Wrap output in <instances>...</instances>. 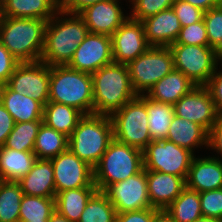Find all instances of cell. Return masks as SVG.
<instances>
[{
    "label": "cell",
    "mask_w": 222,
    "mask_h": 222,
    "mask_svg": "<svg viewBox=\"0 0 222 222\" xmlns=\"http://www.w3.org/2000/svg\"><path fill=\"white\" fill-rule=\"evenodd\" d=\"M206 87L211 93L215 109L222 114V70L218 71V67L216 68Z\"/></svg>",
    "instance_id": "b9f144b4"
},
{
    "label": "cell",
    "mask_w": 222,
    "mask_h": 222,
    "mask_svg": "<svg viewBox=\"0 0 222 222\" xmlns=\"http://www.w3.org/2000/svg\"><path fill=\"white\" fill-rule=\"evenodd\" d=\"M143 169V151L113 139L93 168L94 184L99 191L126 180Z\"/></svg>",
    "instance_id": "8992f818"
},
{
    "label": "cell",
    "mask_w": 222,
    "mask_h": 222,
    "mask_svg": "<svg viewBox=\"0 0 222 222\" xmlns=\"http://www.w3.org/2000/svg\"><path fill=\"white\" fill-rule=\"evenodd\" d=\"M202 216L222 220V188L200 193Z\"/></svg>",
    "instance_id": "f35d334b"
},
{
    "label": "cell",
    "mask_w": 222,
    "mask_h": 222,
    "mask_svg": "<svg viewBox=\"0 0 222 222\" xmlns=\"http://www.w3.org/2000/svg\"><path fill=\"white\" fill-rule=\"evenodd\" d=\"M48 101L94 114L92 75L67 65L50 66Z\"/></svg>",
    "instance_id": "277c9868"
},
{
    "label": "cell",
    "mask_w": 222,
    "mask_h": 222,
    "mask_svg": "<svg viewBox=\"0 0 222 222\" xmlns=\"http://www.w3.org/2000/svg\"><path fill=\"white\" fill-rule=\"evenodd\" d=\"M14 125V119L0 102V147L5 145Z\"/></svg>",
    "instance_id": "f6af8a7d"
},
{
    "label": "cell",
    "mask_w": 222,
    "mask_h": 222,
    "mask_svg": "<svg viewBox=\"0 0 222 222\" xmlns=\"http://www.w3.org/2000/svg\"><path fill=\"white\" fill-rule=\"evenodd\" d=\"M114 139L110 116L84 115L68 137V148L91 167L99 162L108 145Z\"/></svg>",
    "instance_id": "5b68a950"
},
{
    "label": "cell",
    "mask_w": 222,
    "mask_h": 222,
    "mask_svg": "<svg viewBox=\"0 0 222 222\" xmlns=\"http://www.w3.org/2000/svg\"><path fill=\"white\" fill-rule=\"evenodd\" d=\"M173 109L174 115L201 125L207 132L219 115L206 86L194 87L173 105Z\"/></svg>",
    "instance_id": "9a60e30c"
},
{
    "label": "cell",
    "mask_w": 222,
    "mask_h": 222,
    "mask_svg": "<svg viewBox=\"0 0 222 222\" xmlns=\"http://www.w3.org/2000/svg\"><path fill=\"white\" fill-rule=\"evenodd\" d=\"M196 85L181 71L173 69L146 94L150 99L174 105L182 96L189 93Z\"/></svg>",
    "instance_id": "cb8c5ba5"
},
{
    "label": "cell",
    "mask_w": 222,
    "mask_h": 222,
    "mask_svg": "<svg viewBox=\"0 0 222 222\" xmlns=\"http://www.w3.org/2000/svg\"><path fill=\"white\" fill-rule=\"evenodd\" d=\"M97 187H81L58 192L55 195V211L70 222H79L87 202Z\"/></svg>",
    "instance_id": "4316f807"
},
{
    "label": "cell",
    "mask_w": 222,
    "mask_h": 222,
    "mask_svg": "<svg viewBox=\"0 0 222 222\" xmlns=\"http://www.w3.org/2000/svg\"><path fill=\"white\" fill-rule=\"evenodd\" d=\"M104 0H58L59 10L79 14L86 7Z\"/></svg>",
    "instance_id": "bcb514c9"
},
{
    "label": "cell",
    "mask_w": 222,
    "mask_h": 222,
    "mask_svg": "<svg viewBox=\"0 0 222 222\" xmlns=\"http://www.w3.org/2000/svg\"><path fill=\"white\" fill-rule=\"evenodd\" d=\"M88 33L79 14L59 10L47 21L40 61L49 66L67 65Z\"/></svg>",
    "instance_id": "6da1fadb"
},
{
    "label": "cell",
    "mask_w": 222,
    "mask_h": 222,
    "mask_svg": "<svg viewBox=\"0 0 222 222\" xmlns=\"http://www.w3.org/2000/svg\"><path fill=\"white\" fill-rule=\"evenodd\" d=\"M173 44L209 46L203 19L197 23L182 27L177 40Z\"/></svg>",
    "instance_id": "74e56055"
},
{
    "label": "cell",
    "mask_w": 222,
    "mask_h": 222,
    "mask_svg": "<svg viewBox=\"0 0 222 222\" xmlns=\"http://www.w3.org/2000/svg\"><path fill=\"white\" fill-rule=\"evenodd\" d=\"M145 37L150 46L169 47L175 43L182 28L179 19L171 8L141 21Z\"/></svg>",
    "instance_id": "d6986e66"
},
{
    "label": "cell",
    "mask_w": 222,
    "mask_h": 222,
    "mask_svg": "<svg viewBox=\"0 0 222 222\" xmlns=\"http://www.w3.org/2000/svg\"><path fill=\"white\" fill-rule=\"evenodd\" d=\"M183 1L190 3L195 7L200 8L204 12L222 4V0H183Z\"/></svg>",
    "instance_id": "7dc6e473"
},
{
    "label": "cell",
    "mask_w": 222,
    "mask_h": 222,
    "mask_svg": "<svg viewBox=\"0 0 222 222\" xmlns=\"http://www.w3.org/2000/svg\"><path fill=\"white\" fill-rule=\"evenodd\" d=\"M194 154L167 139L152 140L143 150V168L186 180Z\"/></svg>",
    "instance_id": "30bf717a"
},
{
    "label": "cell",
    "mask_w": 222,
    "mask_h": 222,
    "mask_svg": "<svg viewBox=\"0 0 222 222\" xmlns=\"http://www.w3.org/2000/svg\"><path fill=\"white\" fill-rule=\"evenodd\" d=\"M42 123L43 120L15 123L4 146L17 151H33L38 130Z\"/></svg>",
    "instance_id": "e575fe53"
},
{
    "label": "cell",
    "mask_w": 222,
    "mask_h": 222,
    "mask_svg": "<svg viewBox=\"0 0 222 222\" xmlns=\"http://www.w3.org/2000/svg\"><path fill=\"white\" fill-rule=\"evenodd\" d=\"M23 195L18 182L0 180V222H19Z\"/></svg>",
    "instance_id": "d6a6232c"
},
{
    "label": "cell",
    "mask_w": 222,
    "mask_h": 222,
    "mask_svg": "<svg viewBox=\"0 0 222 222\" xmlns=\"http://www.w3.org/2000/svg\"><path fill=\"white\" fill-rule=\"evenodd\" d=\"M145 105L148 113V129L151 139H166L174 116L173 105L150 99L146 94Z\"/></svg>",
    "instance_id": "f1b7e54d"
},
{
    "label": "cell",
    "mask_w": 222,
    "mask_h": 222,
    "mask_svg": "<svg viewBox=\"0 0 222 222\" xmlns=\"http://www.w3.org/2000/svg\"><path fill=\"white\" fill-rule=\"evenodd\" d=\"M18 183L25 195L55 198L54 169L51 160L37 159L30 172Z\"/></svg>",
    "instance_id": "7402d4cb"
},
{
    "label": "cell",
    "mask_w": 222,
    "mask_h": 222,
    "mask_svg": "<svg viewBox=\"0 0 222 222\" xmlns=\"http://www.w3.org/2000/svg\"><path fill=\"white\" fill-rule=\"evenodd\" d=\"M116 213L153 208L147 188L146 170L109 185L104 191Z\"/></svg>",
    "instance_id": "7c38bea8"
},
{
    "label": "cell",
    "mask_w": 222,
    "mask_h": 222,
    "mask_svg": "<svg viewBox=\"0 0 222 222\" xmlns=\"http://www.w3.org/2000/svg\"><path fill=\"white\" fill-rule=\"evenodd\" d=\"M54 169L56 194L81 187H97L94 184L93 167L79 159L69 148L50 159Z\"/></svg>",
    "instance_id": "4fadbf2b"
},
{
    "label": "cell",
    "mask_w": 222,
    "mask_h": 222,
    "mask_svg": "<svg viewBox=\"0 0 222 222\" xmlns=\"http://www.w3.org/2000/svg\"><path fill=\"white\" fill-rule=\"evenodd\" d=\"M193 222H222L221 219L213 218V217H200L199 219L193 221Z\"/></svg>",
    "instance_id": "f907efd6"
},
{
    "label": "cell",
    "mask_w": 222,
    "mask_h": 222,
    "mask_svg": "<svg viewBox=\"0 0 222 222\" xmlns=\"http://www.w3.org/2000/svg\"><path fill=\"white\" fill-rule=\"evenodd\" d=\"M220 62H221V65H222V54L220 55Z\"/></svg>",
    "instance_id": "f5cc1de1"
},
{
    "label": "cell",
    "mask_w": 222,
    "mask_h": 222,
    "mask_svg": "<svg viewBox=\"0 0 222 222\" xmlns=\"http://www.w3.org/2000/svg\"><path fill=\"white\" fill-rule=\"evenodd\" d=\"M208 147L222 157V114L217 116L216 122L208 131Z\"/></svg>",
    "instance_id": "ee69618b"
},
{
    "label": "cell",
    "mask_w": 222,
    "mask_h": 222,
    "mask_svg": "<svg viewBox=\"0 0 222 222\" xmlns=\"http://www.w3.org/2000/svg\"><path fill=\"white\" fill-rule=\"evenodd\" d=\"M2 19H3V12H2V5L0 2V25H1Z\"/></svg>",
    "instance_id": "816d5d0a"
},
{
    "label": "cell",
    "mask_w": 222,
    "mask_h": 222,
    "mask_svg": "<svg viewBox=\"0 0 222 222\" xmlns=\"http://www.w3.org/2000/svg\"><path fill=\"white\" fill-rule=\"evenodd\" d=\"M174 69L196 86H206L220 64V55L209 46L171 44Z\"/></svg>",
    "instance_id": "9c48e42d"
},
{
    "label": "cell",
    "mask_w": 222,
    "mask_h": 222,
    "mask_svg": "<svg viewBox=\"0 0 222 222\" xmlns=\"http://www.w3.org/2000/svg\"><path fill=\"white\" fill-rule=\"evenodd\" d=\"M165 210L175 222H193L202 217L200 193L185 187Z\"/></svg>",
    "instance_id": "4dcf8cb0"
},
{
    "label": "cell",
    "mask_w": 222,
    "mask_h": 222,
    "mask_svg": "<svg viewBox=\"0 0 222 222\" xmlns=\"http://www.w3.org/2000/svg\"><path fill=\"white\" fill-rule=\"evenodd\" d=\"M37 160L33 151H17L0 147V180L18 182L26 176Z\"/></svg>",
    "instance_id": "484cf974"
},
{
    "label": "cell",
    "mask_w": 222,
    "mask_h": 222,
    "mask_svg": "<svg viewBox=\"0 0 222 222\" xmlns=\"http://www.w3.org/2000/svg\"><path fill=\"white\" fill-rule=\"evenodd\" d=\"M84 114L74 107L48 101L44 105L43 123L69 137Z\"/></svg>",
    "instance_id": "83f0119b"
},
{
    "label": "cell",
    "mask_w": 222,
    "mask_h": 222,
    "mask_svg": "<svg viewBox=\"0 0 222 222\" xmlns=\"http://www.w3.org/2000/svg\"><path fill=\"white\" fill-rule=\"evenodd\" d=\"M115 207L103 191L97 190L89 199L79 222H115Z\"/></svg>",
    "instance_id": "836d02e7"
},
{
    "label": "cell",
    "mask_w": 222,
    "mask_h": 222,
    "mask_svg": "<svg viewBox=\"0 0 222 222\" xmlns=\"http://www.w3.org/2000/svg\"><path fill=\"white\" fill-rule=\"evenodd\" d=\"M174 1L175 0H129L128 2L132 4L129 17L136 21H143L162 10L171 8Z\"/></svg>",
    "instance_id": "8d00e7d4"
},
{
    "label": "cell",
    "mask_w": 222,
    "mask_h": 222,
    "mask_svg": "<svg viewBox=\"0 0 222 222\" xmlns=\"http://www.w3.org/2000/svg\"><path fill=\"white\" fill-rule=\"evenodd\" d=\"M21 62L18 61L0 41V86L8 82L15 68Z\"/></svg>",
    "instance_id": "60d3db41"
},
{
    "label": "cell",
    "mask_w": 222,
    "mask_h": 222,
    "mask_svg": "<svg viewBox=\"0 0 222 222\" xmlns=\"http://www.w3.org/2000/svg\"><path fill=\"white\" fill-rule=\"evenodd\" d=\"M120 0H104L83 9L79 15L85 21L89 33L112 36L129 18L123 13Z\"/></svg>",
    "instance_id": "e0dca14e"
},
{
    "label": "cell",
    "mask_w": 222,
    "mask_h": 222,
    "mask_svg": "<svg viewBox=\"0 0 222 222\" xmlns=\"http://www.w3.org/2000/svg\"><path fill=\"white\" fill-rule=\"evenodd\" d=\"M50 66L44 62H22L6 85L13 91L32 97L43 106L49 99Z\"/></svg>",
    "instance_id": "8fae6325"
},
{
    "label": "cell",
    "mask_w": 222,
    "mask_h": 222,
    "mask_svg": "<svg viewBox=\"0 0 222 222\" xmlns=\"http://www.w3.org/2000/svg\"><path fill=\"white\" fill-rule=\"evenodd\" d=\"M159 209L148 208L137 211L116 213L115 222H153V215Z\"/></svg>",
    "instance_id": "7bdbcfd3"
},
{
    "label": "cell",
    "mask_w": 222,
    "mask_h": 222,
    "mask_svg": "<svg viewBox=\"0 0 222 222\" xmlns=\"http://www.w3.org/2000/svg\"><path fill=\"white\" fill-rule=\"evenodd\" d=\"M0 102L15 123L43 120L44 106L40 102L11 90L6 84L0 86Z\"/></svg>",
    "instance_id": "44dd1931"
},
{
    "label": "cell",
    "mask_w": 222,
    "mask_h": 222,
    "mask_svg": "<svg viewBox=\"0 0 222 222\" xmlns=\"http://www.w3.org/2000/svg\"><path fill=\"white\" fill-rule=\"evenodd\" d=\"M166 139L193 153L203 145L208 149V132L201 125L176 115L172 118Z\"/></svg>",
    "instance_id": "d4e9b609"
},
{
    "label": "cell",
    "mask_w": 222,
    "mask_h": 222,
    "mask_svg": "<svg viewBox=\"0 0 222 222\" xmlns=\"http://www.w3.org/2000/svg\"><path fill=\"white\" fill-rule=\"evenodd\" d=\"M203 21L206 27L209 47L219 55L222 54V4L204 12Z\"/></svg>",
    "instance_id": "d590c367"
},
{
    "label": "cell",
    "mask_w": 222,
    "mask_h": 222,
    "mask_svg": "<svg viewBox=\"0 0 222 222\" xmlns=\"http://www.w3.org/2000/svg\"><path fill=\"white\" fill-rule=\"evenodd\" d=\"M94 114L111 116L134 99L127 64L111 63L92 73Z\"/></svg>",
    "instance_id": "7a4b0ae2"
},
{
    "label": "cell",
    "mask_w": 222,
    "mask_h": 222,
    "mask_svg": "<svg viewBox=\"0 0 222 222\" xmlns=\"http://www.w3.org/2000/svg\"><path fill=\"white\" fill-rule=\"evenodd\" d=\"M114 139L143 151L152 141L145 95H137L111 116Z\"/></svg>",
    "instance_id": "52a82bcc"
},
{
    "label": "cell",
    "mask_w": 222,
    "mask_h": 222,
    "mask_svg": "<svg viewBox=\"0 0 222 222\" xmlns=\"http://www.w3.org/2000/svg\"><path fill=\"white\" fill-rule=\"evenodd\" d=\"M127 67L133 91L137 95H145L174 69L173 56L169 47L151 46Z\"/></svg>",
    "instance_id": "ba28073f"
},
{
    "label": "cell",
    "mask_w": 222,
    "mask_h": 222,
    "mask_svg": "<svg viewBox=\"0 0 222 222\" xmlns=\"http://www.w3.org/2000/svg\"><path fill=\"white\" fill-rule=\"evenodd\" d=\"M153 222H175L165 209H159L153 215Z\"/></svg>",
    "instance_id": "c3c4849f"
},
{
    "label": "cell",
    "mask_w": 222,
    "mask_h": 222,
    "mask_svg": "<svg viewBox=\"0 0 222 222\" xmlns=\"http://www.w3.org/2000/svg\"><path fill=\"white\" fill-rule=\"evenodd\" d=\"M147 188L153 208L166 209L186 187L183 177L146 170Z\"/></svg>",
    "instance_id": "ffe728a7"
},
{
    "label": "cell",
    "mask_w": 222,
    "mask_h": 222,
    "mask_svg": "<svg viewBox=\"0 0 222 222\" xmlns=\"http://www.w3.org/2000/svg\"><path fill=\"white\" fill-rule=\"evenodd\" d=\"M111 39L115 63L128 64L151 47L146 40L143 23L130 17L114 32Z\"/></svg>",
    "instance_id": "2e32d148"
},
{
    "label": "cell",
    "mask_w": 222,
    "mask_h": 222,
    "mask_svg": "<svg viewBox=\"0 0 222 222\" xmlns=\"http://www.w3.org/2000/svg\"><path fill=\"white\" fill-rule=\"evenodd\" d=\"M55 212V198L23 195L19 222H48Z\"/></svg>",
    "instance_id": "1f68e13d"
},
{
    "label": "cell",
    "mask_w": 222,
    "mask_h": 222,
    "mask_svg": "<svg viewBox=\"0 0 222 222\" xmlns=\"http://www.w3.org/2000/svg\"><path fill=\"white\" fill-rule=\"evenodd\" d=\"M204 156L192 159L186 178V187L198 193L222 188V159Z\"/></svg>",
    "instance_id": "ac0fdd59"
},
{
    "label": "cell",
    "mask_w": 222,
    "mask_h": 222,
    "mask_svg": "<svg viewBox=\"0 0 222 222\" xmlns=\"http://www.w3.org/2000/svg\"><path fill=\"white\" fill-rule=\"evenodd\" d=\"M47 21L33 18L3 17L0 41L21 63L40 61Z\"/></svg>",
    "instance_id": "3957f363"
},
{
    "label": "cell",
    "mask_w": 222,
    "mask_h": 222,
    "mask_svg": "<svg viewBox=\"0 0 222 222\" xmlns=\"http://www.w3.org/2000/svg\"><path fill=\"white\" fill-rule=\"evenodd\" d=\"M48 222H70L67 218L63 217L62 215L58 214L56 211L51 215Z\"/></svg>",
    "instance_id": "681fc988"
},
{
    "label": "cell",
    "mask_w": 222,
    "mask_h": 222,
    "mask_svg": "<svg viewBox=\"0 0 222 222\" xmlns=\"http://www.w3.org/2000/svg\"><path fill=\"white\" fill-rule=\"evenodd\" d=\"M113 62L111 37L102 34L88 33L78 45L67 66L77 71L92 74Z\"/></svg>",
    "instance_id": "5bb4252c"
},
{
    "label": "cell",
    "mask_w": 222,
    "mask_h": 222,
    "mask_svg": "<svg viewBox=\"0 0 222 222\" xmlns=\"http://www.w3.org/2000/svg\"><path fill=\"white\" fill-rule=\"evenodd\" d=\"M172 9L174 10L182 27L197 23L203 19L204 11L183 0H175Z\"/></svg>",
    "instance_id": "ab89813d"
},
{
    "label": "cell",
    "mask_w": 222,
    "mask_h": 222,
    "mask_svg": "<svg viewBox=\"0 0 222 222\" xmlns=\"http://www.w3.org/2000/svg\"><path fill=\"white\" fill-rule=\"evenodd\" d=\"M3 17L48 21L58 11V0H0Z\"/></svg>",
    "instance_id": "603a6c76"
},
{
    "label": "cell",
    "mask_w": 222,
    "mask_h": 222,
    "mask_svg": "<svg viewBox=\"0 0 222 222\" xmlns=\"http://www.w3.org/2000/svg\"><path fill=\"white\" fill-rule=\"evenodd\" d=\"M68 149V137L53 128L41 124L34 143L33 152L37 159H53Z\"/></svg>",
    "instance_id": "f546056e"
}]
</instances>
